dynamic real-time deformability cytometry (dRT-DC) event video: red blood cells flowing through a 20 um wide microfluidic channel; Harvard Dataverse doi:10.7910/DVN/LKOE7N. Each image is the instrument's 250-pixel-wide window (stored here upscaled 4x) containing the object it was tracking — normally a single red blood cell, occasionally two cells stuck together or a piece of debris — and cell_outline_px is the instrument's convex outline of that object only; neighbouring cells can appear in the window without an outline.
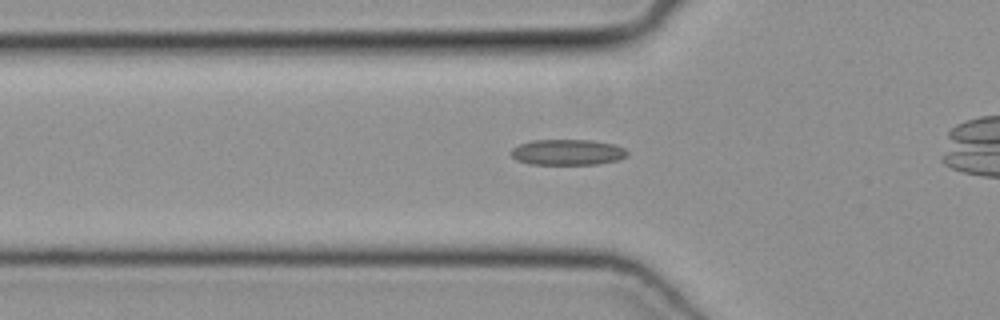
{"species": "common noctule bat (a hibernating species)", "species_latin": "Nyctalus noctula", "temperature_condition": "cold", "stored_images_in_passage": 37, "camera_frame_rate_fps": 3000, "um_per_image_px": 0.085, "animal": {"sex": "female", "body_mass_g": 19.3, "forearm_length_mm": 54.1}, "frame": {"image": 1, "passage_image": 13, "time_ms": 4.0, "image_size_px": [1000, 320], "cell_outline_px": [[628, 156], [620, 160], [596, 164], [528, 164], [516, 160], [512, 156], [512, 148], [520, 144], [532, 140], [592, 140], [612, 144], [624, 148], [628, 152]], "centroid_in_image_um": [48.26, 12.94], "position_along_channel_um": 77.5, "area_um2": 17.46}}
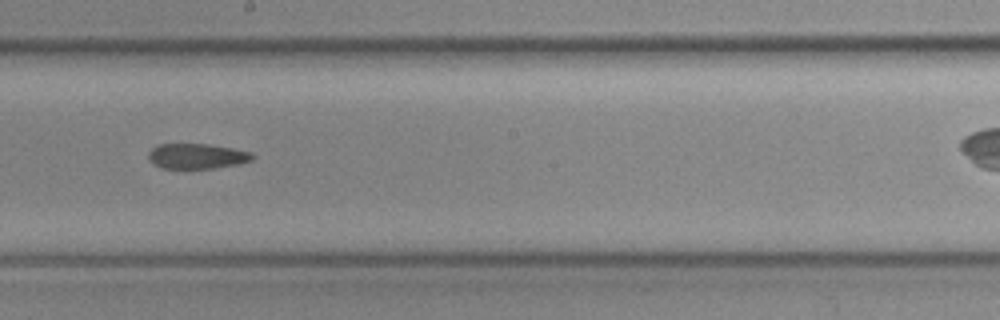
{"frame": {"image": 2, "passage_image": 24, "time_ms": 7.667, "image_size_px": [1000, 320], "cell_outline_px": [[256, 156], [252, 160], [240, 164], [212, 168], [160, 168], [148, 160], [148, 152], [156, 144], [208, 144], [232, 148], [252, 152]], "centroid_in_image_um": [16.73, 13.27], "position_along_channel_um": 231.5, "area_um2": 15.43}}
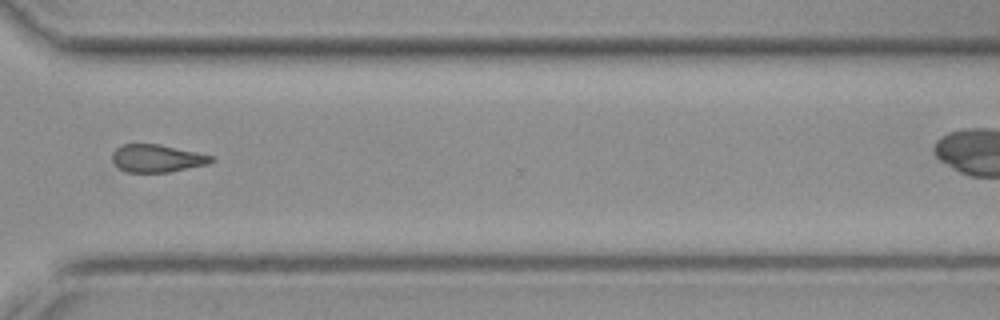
{"frame": {"image": 3, "passage_image": 33, "time_ms": 10.667, "image_size_px": [1000, 320], "cell_outline_px": [[216, 160], [208, 164], [172, 172], [128, 172], [116, 168], [112, 164], [112, 152], [120, 144], [160, 144], [196, 152], [212, 156]], "centroid_in_image_um": [13.3, 13.46], "position_along_channel_um": 357.3, "area_um2": 16.24}}